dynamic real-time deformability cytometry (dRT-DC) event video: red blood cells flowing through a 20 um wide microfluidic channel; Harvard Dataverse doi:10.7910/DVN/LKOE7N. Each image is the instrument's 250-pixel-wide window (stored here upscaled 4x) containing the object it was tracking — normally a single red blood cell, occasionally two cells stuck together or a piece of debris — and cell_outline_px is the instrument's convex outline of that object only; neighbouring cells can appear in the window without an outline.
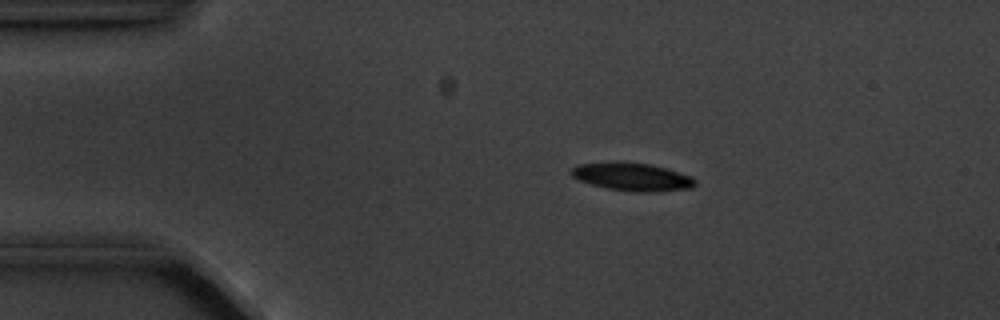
{"species": "common noctule bat (a hibernating species)", "species_latin": "Nyctalus noctula", "temperature_condition": "cold", "stored_images_in_passage": 6, "camera_frame_rate_fps": 3000, "um_per_image_px": 0.085, "animal": {"sex": "male", "body_mass_g": 20.1, "forearm_length_mm": 53.5}, "frame": {"image": 1, "passage_image": 2, "time_ms": 1.333, "image_size_px": [1000, 320], "cell_outline_px": [[696, 184], [692, 188], [608, 188], [592, 184], [580, 180], [572, 176], [572, 168], [576, 164], [620, 160], [624, 160], [648, 164], [668, 168], [692, 176], [696, 180]], "centroid_in_image_um": [53.66, 14.92], "position_along_channel_um": 31.3, "area_um2": 19.07}}